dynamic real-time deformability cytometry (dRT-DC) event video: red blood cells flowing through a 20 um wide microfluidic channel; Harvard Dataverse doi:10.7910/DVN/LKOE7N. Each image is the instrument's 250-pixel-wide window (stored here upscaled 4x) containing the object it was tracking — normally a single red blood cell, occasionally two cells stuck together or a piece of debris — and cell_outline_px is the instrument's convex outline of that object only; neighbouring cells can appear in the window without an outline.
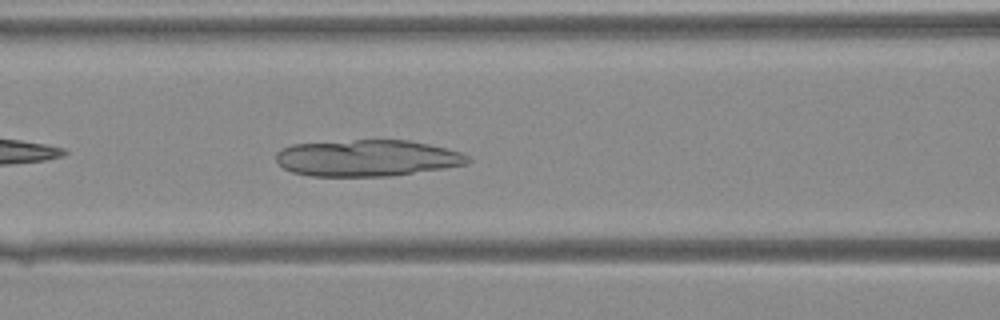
{"species": "Egyptian fruit bat (a non-hibernating species)", "species_latin": "Rousettus aegyptiacus", "temperature_condition": "warm", "stored_images_in_passage": 31, "camera_frame_rate_fps": 3000, "um_per_image_px": 0.085, "animal": {"sex": "female"}, "frame": {"image": 1, "passage_image": 18, "time_ms": 5.667, "image_size_px": [1000, 320], "cell_outline_px": [[472, 160], [468, 164], [444, 168], [388, 176], [312, 176], [292, 172], [284, 168], [276, 160], [276, 152], [292, 144], [356, 140], [408, 140], [428, 144], [460, 152], [468, 156]], "centroid_in_image_um": [31.21, 13.43], "position_along_channel_um": 135.4, "area_um2": 40.58}}